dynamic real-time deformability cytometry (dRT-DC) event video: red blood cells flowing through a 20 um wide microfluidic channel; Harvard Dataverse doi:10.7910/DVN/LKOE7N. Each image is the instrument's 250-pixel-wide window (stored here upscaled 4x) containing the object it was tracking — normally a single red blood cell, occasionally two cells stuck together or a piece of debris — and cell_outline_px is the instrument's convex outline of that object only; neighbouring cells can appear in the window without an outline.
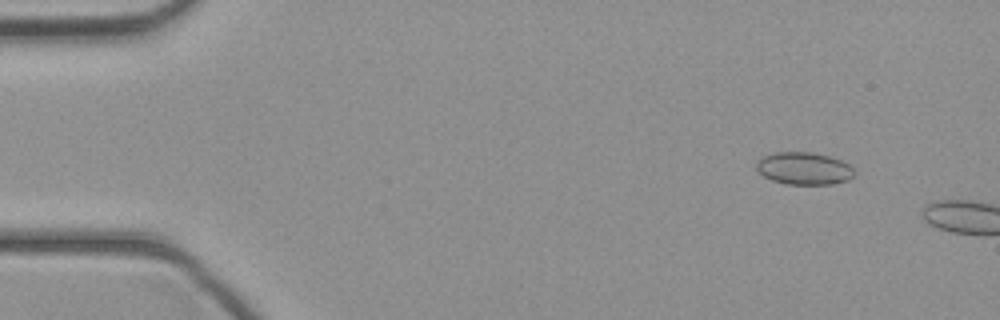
{"species": "common noctule bat (a hibernating species)", "species_latin": "Nyctalus noctula", "temperature_condition": "cold", "stored_images_in_passage": 7, "camera_frame_rate_fps": 3000, "um_per_image_px": 0.085, "animal": {"sex": "female", "body_mass_g": 21.9}, "frame": {"image": 1, "passage_image": 5, "time_ms": 1.333, "image_size_px": [1000, 320], "cell_outline_px": [[856, 172], [848, 180], [832, 184], [788, 184], [772, 180], [764, 176], [756, 168], [756, 160], [764, 156], [776, 152], [812, 152], [828, 156], [852, 164]], "centroid_in_image_um": [68.37, 14.31], "position_along_channel_um": 16.6, "area_um2": 18.55}}